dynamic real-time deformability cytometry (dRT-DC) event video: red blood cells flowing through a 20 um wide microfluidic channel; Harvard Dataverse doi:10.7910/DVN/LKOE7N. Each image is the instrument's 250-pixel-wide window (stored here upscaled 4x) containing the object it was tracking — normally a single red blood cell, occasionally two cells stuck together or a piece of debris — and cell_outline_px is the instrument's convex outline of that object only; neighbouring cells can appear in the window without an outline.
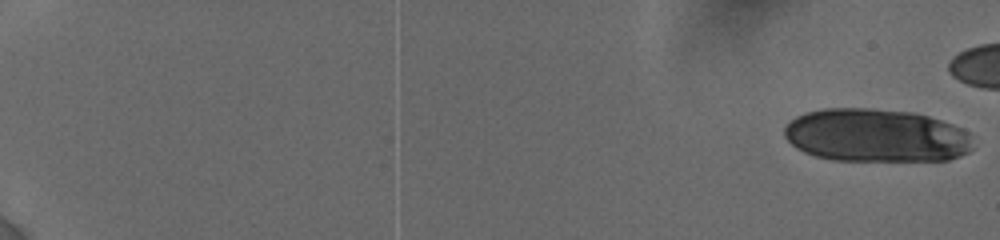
{"species": "human", "species_latin": "Homo sapiens", "temperature_condition": "cold", "stored_images_in_passage": 15, "camera_frame_rate_fps": 3000, "um_per_image_px": 0.085, "donor": {"sex": "female"}, "frame": {"image": 1, "passage_image": 1, "time_ms": 0.0, "image_size_px": [1000, 240], "cell_outline_px": [[972, 148], [968, 152], [960, 156], [948, 160], [832, 160], [816, 156], [804, 152], [796, 148], [784, 136], [784, 128], [796, 116], [804, 112], [824, 108], [872, 108], [912, 112], [928, 116], [952, 124], [968, 132]], "centroid_in_image_um": [74.44, 11.51], "position_along_channel_um": 10.6, "area_um2": 58.49}}